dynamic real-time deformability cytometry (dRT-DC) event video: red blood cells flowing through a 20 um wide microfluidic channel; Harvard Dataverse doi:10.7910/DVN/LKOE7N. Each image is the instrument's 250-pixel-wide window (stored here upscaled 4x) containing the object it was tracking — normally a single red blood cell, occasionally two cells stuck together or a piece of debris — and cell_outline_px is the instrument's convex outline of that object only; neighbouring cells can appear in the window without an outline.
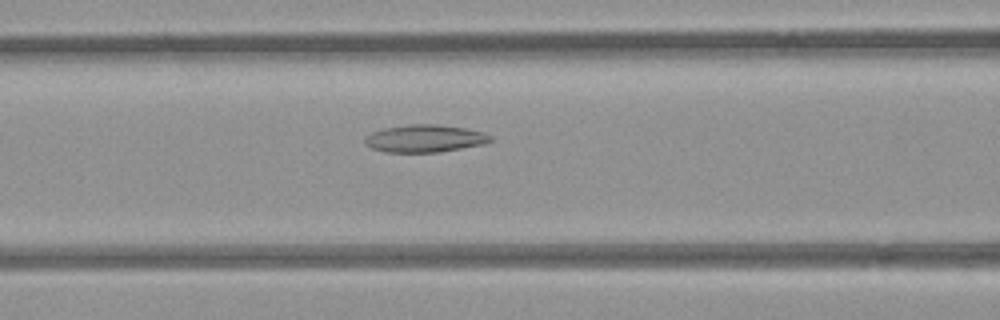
{"species": "common noctule bat (a hibernating species)", "species_latin": "Nyctalus noctula", "temperature_condition": "room temperature", "stored_images_in_passage": 28, "camera_frame_rate_fps": 3000, "um_per_image_px": 0.085, "animal": {"sex": "female", "body_mass_g": 21.9}, "frame": {"image": 1, "passage_image": 7, "time_ms": 2.0, "image_size_px": [1000, 320], "cell_outline_px": [[492, 140], [484, 144], [440, 152], [384, 152], [372, 148], [364, 144], [364, 136], [372, 132], [384, 128], [408, 124], [436, 124], [464, 128], [484, 132], [492, 136]], "centroid_in_image_um": [36.09, 11.77], "position_along_channel_um": 130.5, "area_um2": 20.23}}
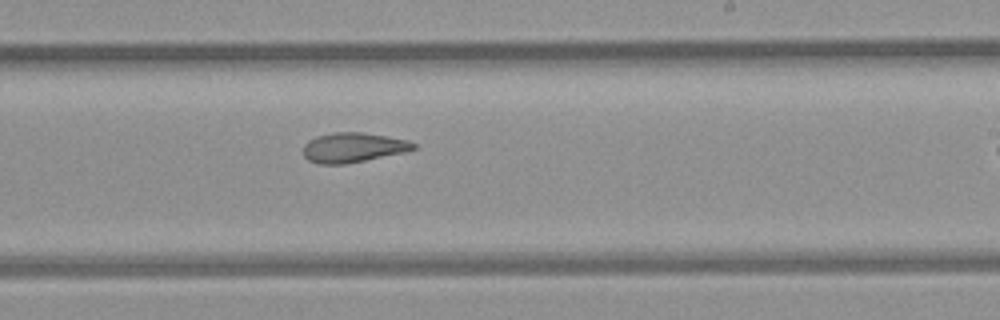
{"frame": {"image": 2, "passage_image": 17, "time_ms": 5.333, "image_size_px": [1000, 320], "cell_outline_px": [[416, 148], [404, 152], [344, 164], [320, 164], [308, 160], [304, 156], [304, 144], [308, 140], [316, 136], [332, 132], [360, 132], [408, 140], [416, 144]], "centroid_in_image_um": [29.98, 12.53], "position_along_channel_um": 259.0, "area_um2": 18.9}}
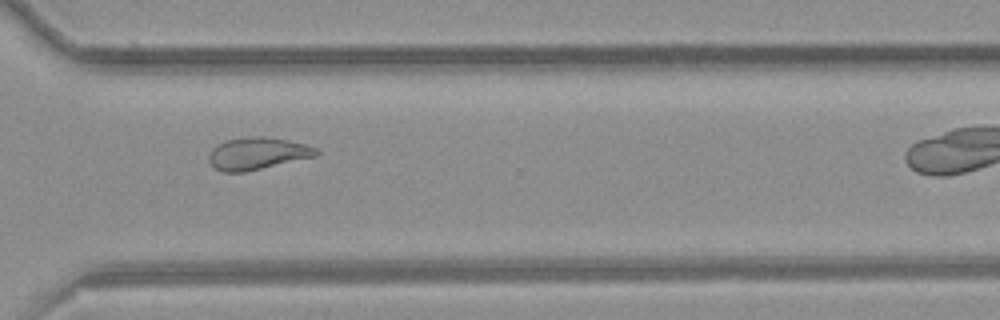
{"frame": {"image": 3, "passage_image": 24, "time_ms": 7.667, "image_size_px": [1000, 320], "cell_outline_px": [[320, 152], [316, 156], [244, 172], [224, 172], [216, 168], [208, 160], [208, 156], [212, 148], [224, 140], [248, 136], [268, 136], [304, 144], [316, 148]], "centroid_in_image_um": [21.86, 13.03], "position_along_channel_um": 348.7, "area_um2": 20.06}}